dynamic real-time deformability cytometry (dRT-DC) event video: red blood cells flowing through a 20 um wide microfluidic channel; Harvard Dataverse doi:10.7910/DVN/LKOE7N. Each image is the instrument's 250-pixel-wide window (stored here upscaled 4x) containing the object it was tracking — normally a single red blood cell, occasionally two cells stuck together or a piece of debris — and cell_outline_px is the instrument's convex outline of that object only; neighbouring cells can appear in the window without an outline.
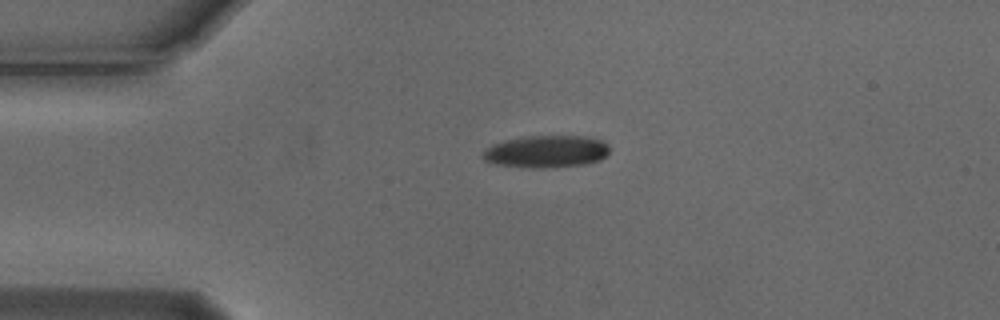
{"species": "Egyptian fruit bat (a non-hibernating species)", "species_latin": "Rousettus aegyptiacus", "temperature_condition": "cold", "stored_images_in_passage": 3, "camera_frame_rate_fps": 3000, "um_per_image_px": 0.085, "animal": {"sex": "male"}, "frame": {"image": 1, "passage_image": 1, "time_ms": 0.0, "image_size_px": [1000, 320], "cell_outline_px": [[608, 152], [600, 160], [588, 164], [544, 168], [520, 168], [496, 164], [484, 160], [480, 156], [492, 144], [504, 140], [528, 136], [580, 136], [600, 140], [608, 144]], "centroid_in_image_um": [46.4, 12.9], "position_along_channel_um": 38.6, "area_um2": 23.87}}
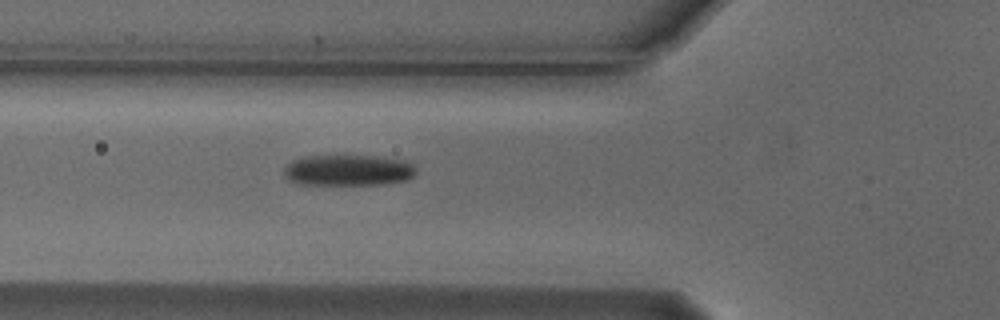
{"frame": {"image": 2, "passage_image": 3, "time_ms": 0.667, "image_size_px": [1000, 320], "cell_outline_px": [[416, 172], [408, 180], [384, 184], [300, 184], [288, 180], [284, 176], [284, 168], [292, 160], [304, 156], [376, 156], [404, 160], [412, 164], [416, 168]], "centroid_in_image_um": [29.59, 14.47], "position_along_channel_um": 96.2, "area_um2": 23.87}}